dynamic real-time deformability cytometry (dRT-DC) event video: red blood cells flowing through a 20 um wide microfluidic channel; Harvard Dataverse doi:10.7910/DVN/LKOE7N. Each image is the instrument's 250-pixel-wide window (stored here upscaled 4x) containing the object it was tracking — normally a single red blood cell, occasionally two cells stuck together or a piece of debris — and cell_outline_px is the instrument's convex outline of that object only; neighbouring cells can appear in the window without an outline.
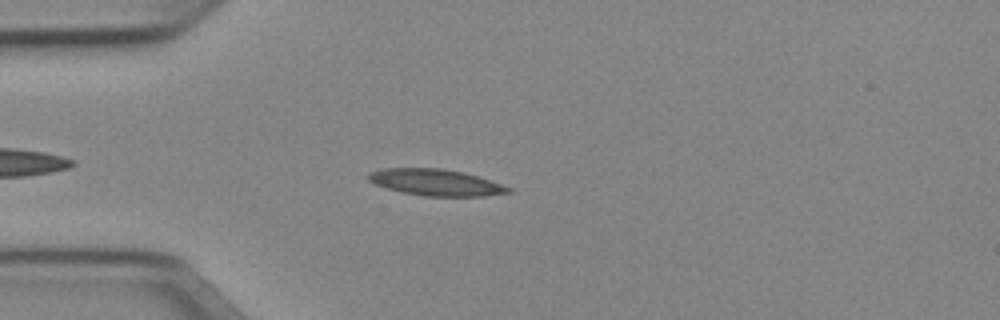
{"species": "Egyptian fruit bat (a non-hibernating species)", "species_latin": "Rousettus aegyptiacus", "temperature_condition": "cold", "stored_images_in_passage": 43, "camera_frame_rate_fps": 3000, "um_per_image_px": 0.085, "animal": {"sex": "female"}, "frame": {"image": 1, "passage_image": 6, "time_ms": 1.667, "image_size_px": [1000, 320], "cell_outline_px": [[512, 192], [484, 196], [424, 196], [404, 192], [388, 188], [376, 184], [368, 180], [368, 172], [384, 168], [440, 168], [464, 172], [512, 188]], "centroid_in_image_um": [37.03, 15.5], "position_along_channel_um": 48.0, "area_um2": 21.33}}
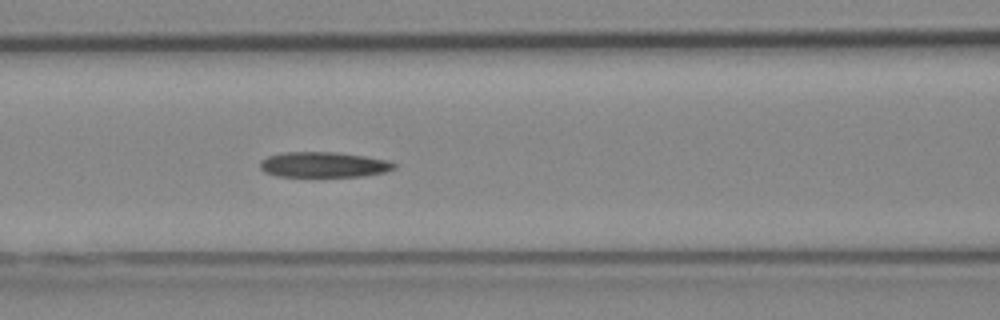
{"frame": {"image": 2, "passage_image": 14, "time_ms": 4.333, "image_size_px": [1000, 320], "cell_outline_px": [[396, 168], [384, 172], [364, 176], [276, 176], [264, 172], [260, 168], [260, 160], [268, 156], [284, 152], [336, 152], [364, 156], [388, 160], [396, 164]], "centroid_in_image_um": [27.5, 13.99], "position_along_channel_um": 139.1, "area_um2": 19.83}}
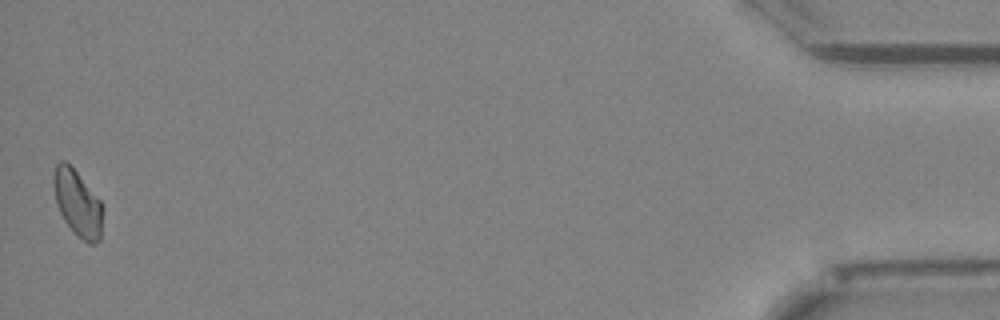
{"frame": {"image": 3, "passage_image": 43, "time_ms": 14.0, "image_size_px": [1000, 320], "cell_outline_px": [[100, 240], [96, 244], [88, 244], [76, 236], [64, 220], [56, 204], [52, 184], [52, 176], [56, 164], [60, 160], [64, 160], [76, 172], [100, 200]], "centroid_in_image_um": [6.53, 17.28], "position_along_channel_um": 428.7, "area_um2": 18.67}}